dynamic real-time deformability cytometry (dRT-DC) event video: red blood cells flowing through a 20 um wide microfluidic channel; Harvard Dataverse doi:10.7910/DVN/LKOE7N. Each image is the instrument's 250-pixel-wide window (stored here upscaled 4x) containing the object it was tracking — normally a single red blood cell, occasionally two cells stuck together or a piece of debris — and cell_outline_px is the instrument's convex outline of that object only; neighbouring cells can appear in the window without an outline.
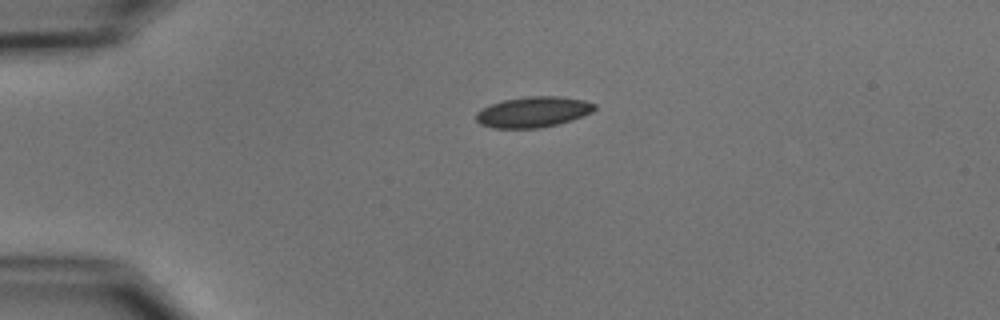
{"species": "common noctule bat (a hibernating species)", "species_latin": "Nyctalus noctula", "temperature_condition": "cold", "stored_images_in_passage": 7, "camera_frame_rate_fps": 3000, "um_per_image_px": 0.085, "animal": {"sex": "male", "body_mass_g": 15.6}, "frame": {"image": 1, "passage_image": 1, "time_ms": 0.0, "image_size_px": [1000, 320], "cell_outline_px": [[596, 108], [592, 112], [572, 120], [540, 128], [492, 128], [480, 124], [476, 120], [476, 112], [480, 108], [504, 100], [528, 96], [560, 96], [584, 100], [596, 104]], "centroid_in_image_um": [45.31, 9.52], "position_along_channel_um": 39.7, "area_um2": 21.21}}